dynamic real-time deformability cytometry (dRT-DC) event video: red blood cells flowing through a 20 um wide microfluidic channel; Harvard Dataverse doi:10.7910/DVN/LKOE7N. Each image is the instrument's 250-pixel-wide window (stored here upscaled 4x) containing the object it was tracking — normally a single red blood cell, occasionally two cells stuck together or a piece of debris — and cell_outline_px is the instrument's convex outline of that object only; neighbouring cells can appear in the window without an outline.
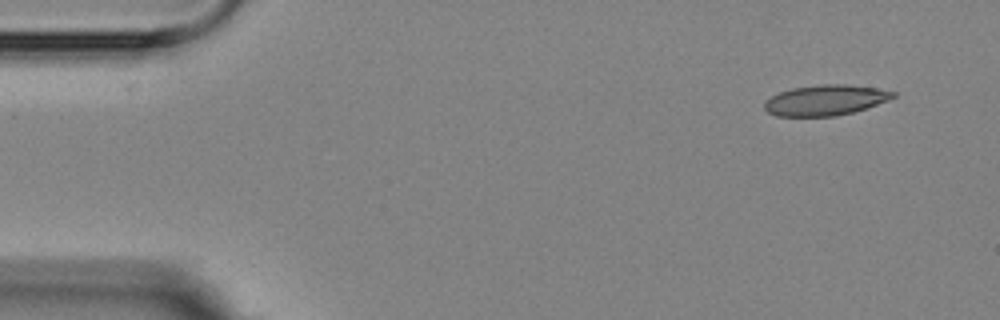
{"species": "Egyptian fruit bat (a non-hibernating species)", "species_latin": "Rousettus aegyptiacus", "temperature_condition": "room temperature", "stored_images_in_passage": 7, "camera_frame_rate_fps": 3000, "um_per_image_px": 0.085, "animal": {"sex": "female"}, "frame": {"image": 1, "passage_image": 1, "time_ms": 0.0, "image_size_px": [1000, 320], "cell_outline_px": [[896, 96], [888, 100], [852, 112], [836, 116], [776, 116], [768, 112], [764, 108], [764, 100], [780, 92], [792, 88], [820, 84], [844, 84], [876, 88], [896, 92]], "centroid_in_image_um": [70.13, 8.51], "position_along_channel_um": 14.9, "area_um2": 22.72}}
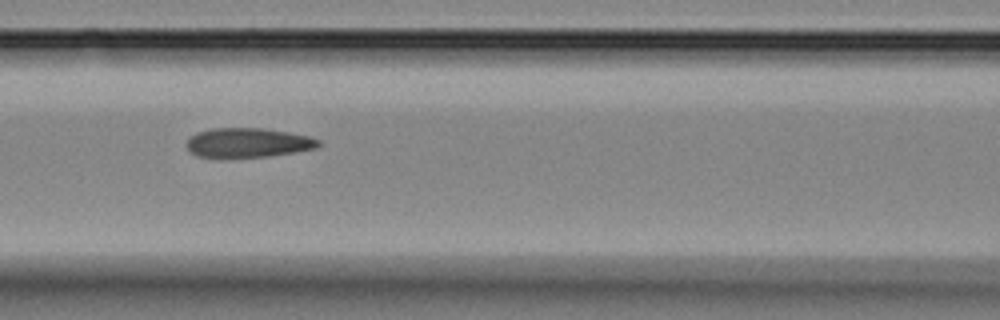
{"frame": {"image": 2, "passage_image": 6, "time_ms": 6.333, "image_size_px": [1000, 320], "cell_outline_px": [[320, 144], [316, 148], [268, 156], [196, 156], [184, 144], [196, 132], [212, 128], [264, 128], [288, 132], [308, 136], [320, 140]], "centroid_in_image_um": [21.07, 12.1], "position_along_channel_um": 145.5, "area_um2": 22.14}}
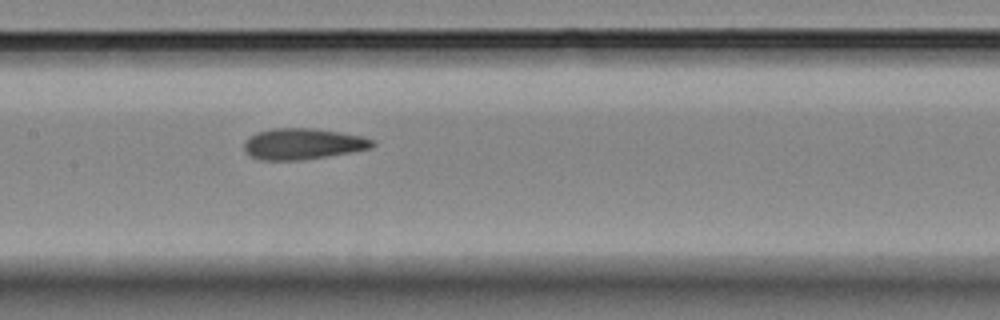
{"frame": {"image": 3, "passage_image": 7, "time_ms": 7.333, "image_size_px": [1000, 320], "cell_outline_px": [[376, 144], [372, 148], [300, 160], [260, 160], [244, 152], [244, 140], [256, 132], [272, 128], [312, 128], [340, 132], [364, 136], [372, 140]], "centroid_in_image_um": [25.7, 12.22], "position_along_channel_um": 181.7, "area_um2": 23.18}}